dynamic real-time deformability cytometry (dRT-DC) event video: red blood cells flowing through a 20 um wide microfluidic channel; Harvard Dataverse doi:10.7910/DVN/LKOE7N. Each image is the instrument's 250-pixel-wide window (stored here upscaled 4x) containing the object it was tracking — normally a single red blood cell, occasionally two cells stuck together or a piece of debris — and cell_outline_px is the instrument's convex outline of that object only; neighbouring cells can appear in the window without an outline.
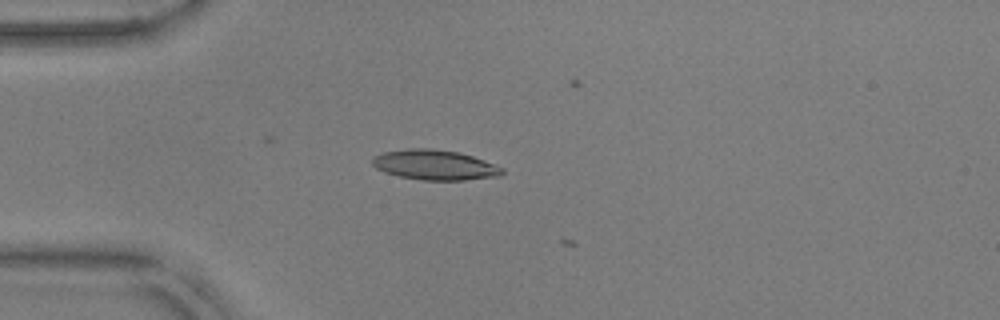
{"species": "common noctule bat (a hibernating species)", "species_latin": "Nyctalus noctula", "temperature_condition": "warm", "stored_images_in_passage": 4, "camera_frame_rate_fps": 3000, "um_per_image_px": 0.085, "animal": {"sex": "male", "body_mass_g": 17.9, "forearm_length_mm": 54.2}, "frame": {"image": 1, "passage_image": 3, "time_ms": 0.667, "image_size_px": [1000, 320], "cell_outline_px": [[504, 172], [500, 176], [464, 180], [424, 180], [400, 176], [384, 172], [376, 168], [372, 164], [372, 156], [384, 152], [408, 148], [428, 148], [460, 152], [484, 160], [504, 168]], "centroid_in_image_um": [36.96, 14.01], "position_along_channel_um": 48.0, "area_um2": 22.77}}